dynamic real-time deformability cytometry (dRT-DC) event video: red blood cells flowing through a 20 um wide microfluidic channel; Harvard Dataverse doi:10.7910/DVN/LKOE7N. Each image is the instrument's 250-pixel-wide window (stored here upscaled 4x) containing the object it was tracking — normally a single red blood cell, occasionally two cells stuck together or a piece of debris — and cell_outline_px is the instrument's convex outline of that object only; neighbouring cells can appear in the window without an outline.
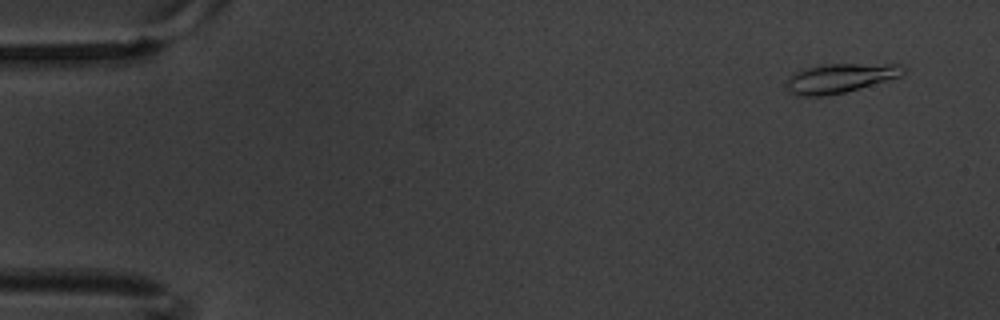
{"species": "common noctule bat (a hibernating species)", "species_latin": "Nyctalus noctula", "temperature_condition": "warm", "stored_images_in_passage": 5, "camera_frame_rate_fps": 3000, "um_per_image_px": 0.085, "animal": {"sex": "male", "body_mass_g": 20.1, "forearm_length_mm": 53.5}, "frame": {"image": 1, "passage_image": 1, "time_ms": 0.0, "image_size_px": [1000, 320], "cell_outline_px": [[908, 68], [900, 76], [860, 88], [844, 92], [824, 96], [796, 96], [788, 92], [788, 76], [796, 72], [808, 68], [824, 64], [900, 64]], "centroid_in_image_um": [71.42, 6.64], "position_along_channel_um": 13.6, "area_um2": 19.77}}